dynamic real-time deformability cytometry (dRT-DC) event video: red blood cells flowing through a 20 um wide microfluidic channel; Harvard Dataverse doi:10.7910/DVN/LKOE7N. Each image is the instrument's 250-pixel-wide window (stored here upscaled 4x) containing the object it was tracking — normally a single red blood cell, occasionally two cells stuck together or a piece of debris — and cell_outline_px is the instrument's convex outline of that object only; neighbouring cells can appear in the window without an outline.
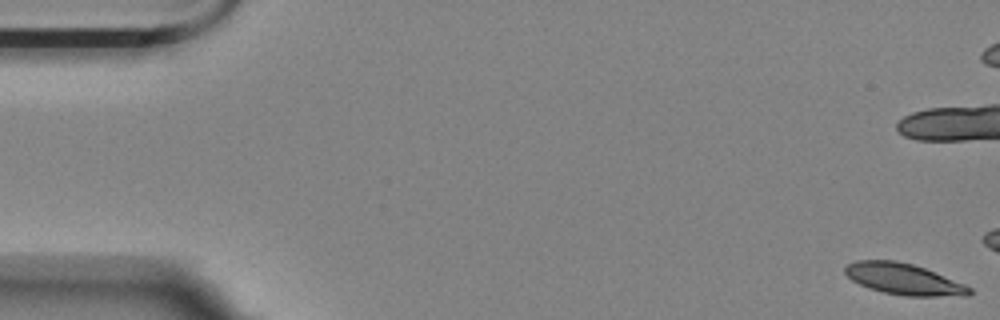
{"species": "Egyptian fruit bat (a non-hibernating species)", "species_latin": "Rousettus aegyptiacus", "temperature_condition": "room temperature", "stored_images_in_passage": 11, "camera_frame_rate_fps": 3000, "um_per_image_px": 0.085, "animal": {"sex": "female"}, "frame": {"image": 1, "passage_image": 1, "time_ms": 0.0, "image_size_px": [1000, 320], "cell_outline_px": [[972, 292], [968, 296], [904, 296], [884, 292], [868, 288], [852, 280], [844, 272], [844, 268], [848, 264], [856, 260], [896, 260], [912, 264], [924, 268], [964, 284], [972, 288]], "centroid_in_image_um": [76.81, 23.73], "position_along_channel_um": 8.2, "area_um2": 22.54}}